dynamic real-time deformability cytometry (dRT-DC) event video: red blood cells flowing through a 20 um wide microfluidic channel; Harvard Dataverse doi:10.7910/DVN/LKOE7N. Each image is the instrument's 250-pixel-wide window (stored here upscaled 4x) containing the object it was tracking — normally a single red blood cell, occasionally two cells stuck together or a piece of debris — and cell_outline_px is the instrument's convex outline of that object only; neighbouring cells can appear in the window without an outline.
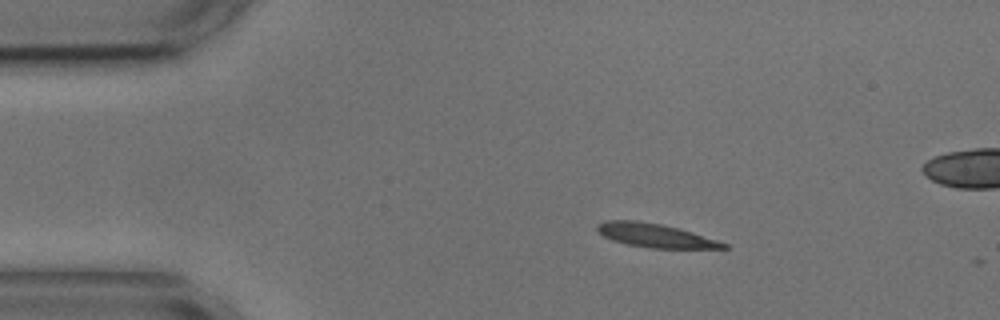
{"species": "common noctule bat (a hibernating species)", "species_latin": "Nyctalus noctula", "temperature_condition": "cold", "stored_images_in_passage": 3, "camera_frame_rate_fps": 3000, "um_per_image_px": 0.085, "animal": {"sex": "male", "body_mass_g": 17.9, "forearm_length_mm": 54.2}, "frame": {"image": 1, "passage_image": 1, "time_ms": 0.0, "image_size_px": [1000, 320], "cell_outline_px": [[728, 248], [648, 248], [628, 244], [612, 240], [604, 236], [596, 228], [596, 224], [604, 220], [636, 220], [660, 224], [692, 232], [728, 244]], "centroid_in_image_um": [55.64, 20.01], "position_along_channel_um": 29.4, "area_um2": 17.22}}